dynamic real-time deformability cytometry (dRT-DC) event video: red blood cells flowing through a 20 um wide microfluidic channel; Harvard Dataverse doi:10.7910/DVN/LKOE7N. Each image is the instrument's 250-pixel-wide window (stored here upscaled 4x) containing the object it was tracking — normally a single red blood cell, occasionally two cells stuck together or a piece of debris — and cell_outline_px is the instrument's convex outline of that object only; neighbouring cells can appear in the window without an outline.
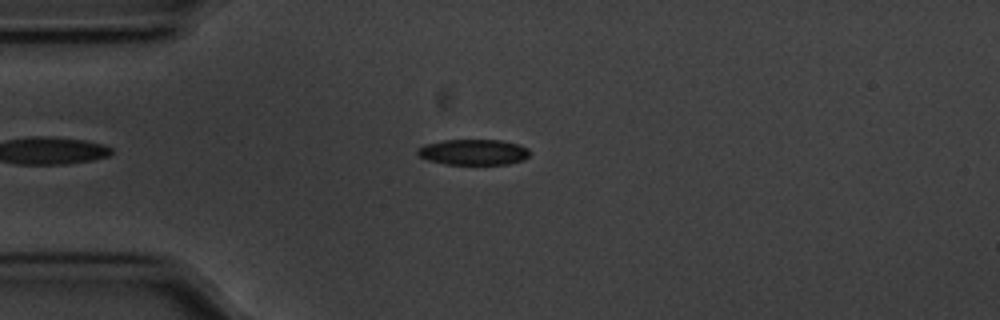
{"species": "common noctule bat (a hibernating species)", "species_latin": "Nyctalus noctula", "temperature_condition": "cold", "stored_images_in_passage": 38, "camera_frame_rate_fps": 3000, "um_per_image_px": 0.085, "animal": {"sex": "male", "body_mass_g": 20.1, "forearm_length_mm": 53.5}, "frame": {"image": 1, "passage_image": 4, "time_ms": 1.0, "image_size_px": [1000, 320], "cell_outline_px": [[532, 152], [524, 160], [508, 164], [444, 164], [428, 160], [420, 156], [416, 152], [416, 148], [424, 144], [444, 140], [500, 140], [520, 144], [528, 148]], "centroid_in_image_um": [40.26, 12.92], "position_along_channel_um": 44.7, "area_um2": 16.99}}
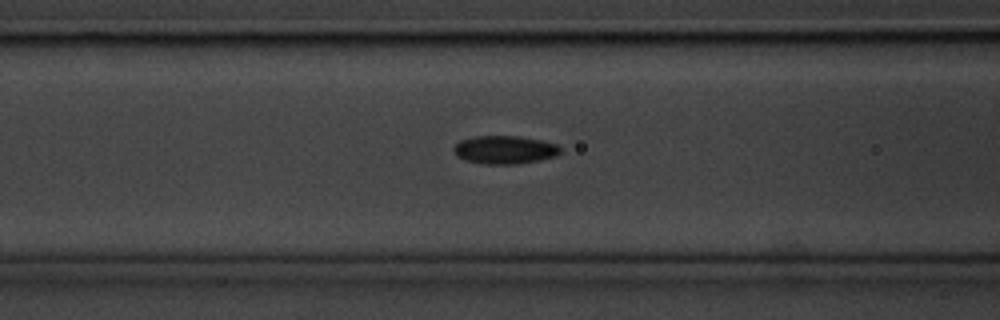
{"frame": {"image": 2, "passage_image": 12, "time_ms": 3.667, "image_size_px": [1000, 320], "cell_outline_px": [[560, 152], [556, 156], [540, 160], [516, 164], [480, 164], [464, 160], [456, 156], [452, 152], [452, 148], [460, 140], [472, 136], [516, 136], [540, 140], [556, 144], [560, 148]], "centroid_in_image_um": [42.83, 12.74], "position_along_channel_um": 123.8, "area_um2": 17.69}}
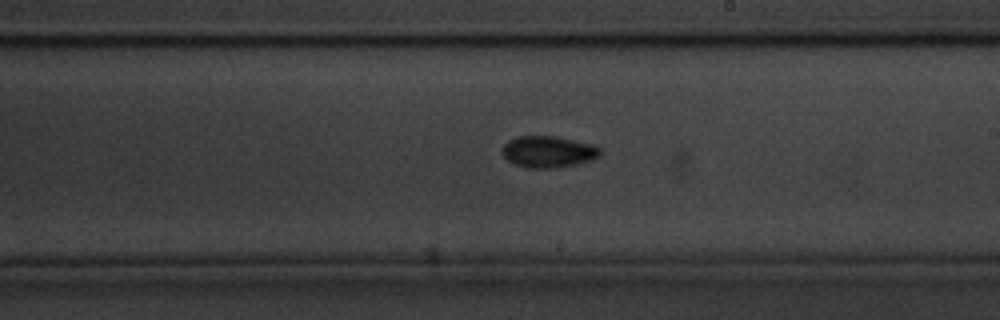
{"frame": {"image": 3, "passage_image": 22, "time_ms": 7.0, "image_size_px": [1000, 320], "cell_outline_px": [[600, 156], [592, 160], [576, 164], [556, 168], [524, 168], [512, 164], [500, 152], [504, 144], [508, 140], [516, 136], [556, 136], [592, 144], [600, 148]], "centroid_in_image_um": [46.56, 12.9], "position_along_channel_um": 242.4, "area_um2": 18.26}, "authors_computed_cell_mechanics": {"area_um2": 17.1666, "velocity_mm_per_s": 3.5568, "shape_relaxation_time_tau1_ms": 2.998, "shape_relaxation_time_tau2_ms": 4.6056, "deformation_change_tau1": 0.1122, "deformation_change_tau2": 0.0781}}